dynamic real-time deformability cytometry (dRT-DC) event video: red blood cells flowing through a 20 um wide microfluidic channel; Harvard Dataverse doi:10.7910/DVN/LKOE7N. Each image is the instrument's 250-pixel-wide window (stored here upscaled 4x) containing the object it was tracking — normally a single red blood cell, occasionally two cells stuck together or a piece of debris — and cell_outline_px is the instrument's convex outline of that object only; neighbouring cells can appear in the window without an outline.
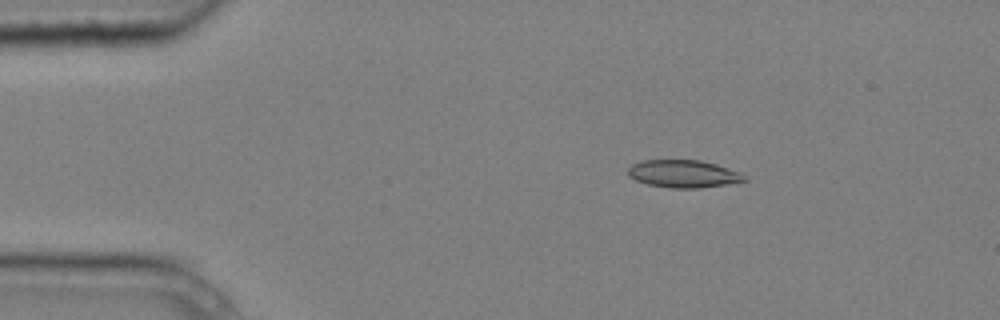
{"species": "common noctule bat (a hibernating species)", "species_latin": "Nyctalus noctula", "temperature_condition": "cold", "stored_images_in_passage": 4, "camera_frame_rate_fps": 3000, "um_per_image_px": 0.085, "animal": {"sex": "male", "body_mass_g": 20.4}, "frame": {"image": 1, "passage_image": 3, "time_ms": 0.667, "image_size_px": [1000, 320], "cell_outline_px": [[748, 180], [700, 188], [672, 188], [648, 184], [636, 180], [628, 176], [628, 168], [632, 164], [640, 160], [700, 160], [716, 164], [740, 172], [748, 176]], "centroid_in_image_um": [58.09, 14.76], "position_along_channel_um": 26.9, "area_um2": 18.73}}
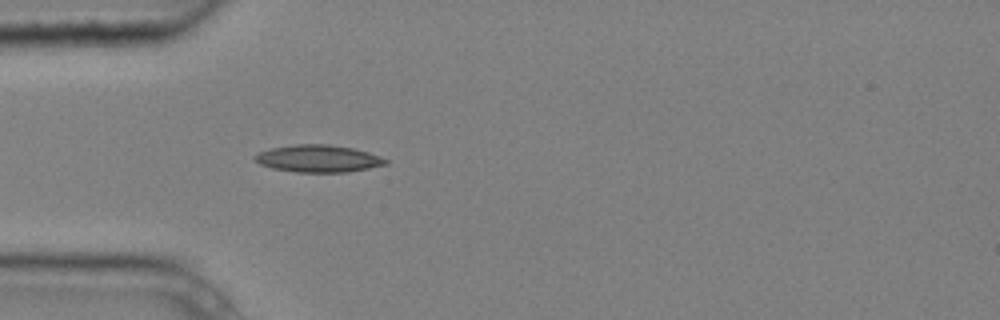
{"frame": {"image": 2, "passage_image": 4, "time_ms": 1.0, "image_size_px": [1000, 320], "cell_outline_px": [[388, 164], [348, 172], [296, 172], [272, 168], [260, 164], [252, 156], [260, 152], [272, 148], [296, 144], [328, 144], [352, 148], [368, 152], [380, 156], [388, 160]], "centroid_in_image_um": [27.07, 13.48], "position_along_channel_um": 57.9, "area_um2": 20.63}}